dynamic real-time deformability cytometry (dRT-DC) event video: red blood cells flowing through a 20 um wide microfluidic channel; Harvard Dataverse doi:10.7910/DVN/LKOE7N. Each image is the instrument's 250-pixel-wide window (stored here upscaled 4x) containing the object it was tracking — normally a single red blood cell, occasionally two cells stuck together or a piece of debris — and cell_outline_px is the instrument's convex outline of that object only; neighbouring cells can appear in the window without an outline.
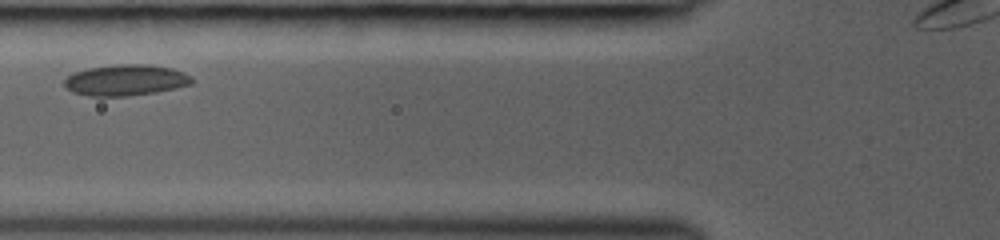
{"species": "common noctule bat (a hibernating species)", "species_latin": "Nyctalus noctula", "temperature_condition": "room temperature", "stored_images_in_passage": 3, "camera_frame_rate_fps": 3000, "um_per_image_px": 0.085, "animal": {"sex": "female", "body_mass_g": 19.0, "forearm_length_mm": 53.3}, "frame": {"image": 1, "passage_image": 2, "time_ms": 1.333, "image_size_px": [1000, 240], "cell_outline_px": [[192, 84], [176, 88], [156, 92], [128, 96], [88, 96], [72, 92], [64, 84], [64, 80], [68, 76], [76, 72], [88, 68], [116, 64], [144, 64], [172, 68], [184, 72], [192, 76]], "centroid_in_image_um": [10.7, 6.81], "position_along_channel_um": 115.1, "area_um2": 23.06}}
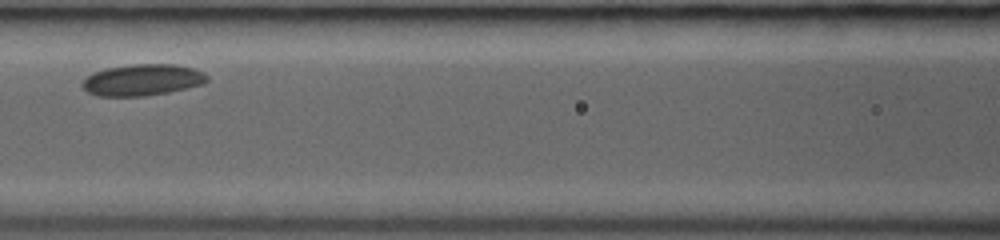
{"frame": {"image": 2, "passage_image": 3, "time_ms": 2.333, "image_size_px": [1000, 240], "cell_outline_px": [[208, 80], [204, 84], [168, 92], [144, 96], [96, 96], [88, 92], [80, 84], [92, 72], [108, 68], [132, 64], [176, 64], [192, 68], [204, 72], [208, 76]], "centroid_in_image_um": [12.11, 6.79], "position_along_channel_um": 154.5, "area_um2": 22.89}}